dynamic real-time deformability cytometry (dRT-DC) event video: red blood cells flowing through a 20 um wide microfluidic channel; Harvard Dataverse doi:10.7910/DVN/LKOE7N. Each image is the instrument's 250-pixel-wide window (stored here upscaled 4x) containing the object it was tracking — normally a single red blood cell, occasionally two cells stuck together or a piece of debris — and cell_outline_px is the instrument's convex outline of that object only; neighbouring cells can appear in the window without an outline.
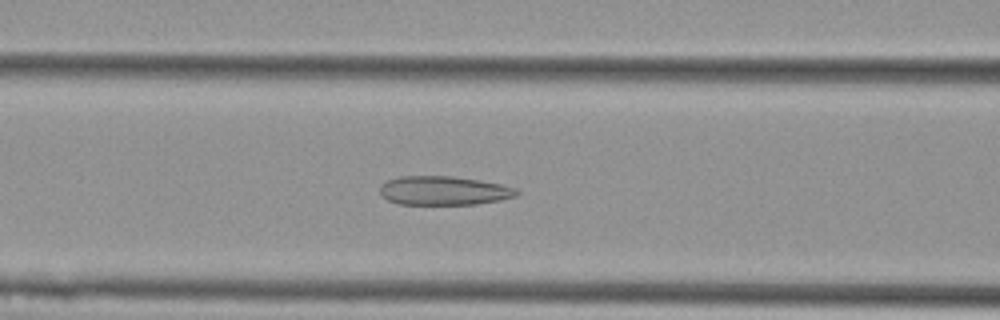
{"species": "Egyptian fruit bat (a non-hibernating species)", "species_latin": "Rousettus aegyptiacus", "temperature_condition": "cold", "stored_images_in_passage": 40, "camera_frame_rate_fps": 3000, "um_per_image_px": 0.085, "animal": {"sex": "female"}, "frame": {"image": 1, "passage_image": 11, "time_ms": 3.333, "image_size_px": [1000, 320], "cell_outline_px": [[520, 192], [516, 196], [500, 200], [476, 204], [396, 204], [388, 200], [380, 192], [380, 184], [388, 180], [400, 176], [452, 176], [480, 180], [500, 184], [516, 188]], "centroid_in_image_um": [37.72, 16.2], "position_along_channel_um": 128.9, "area_um2": 23.06}}
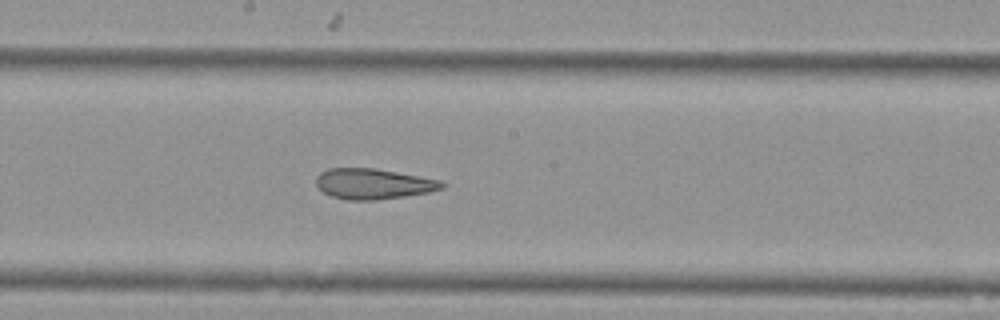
{"frame": {"image": 2, "passage_image": 18, "time_ms": 5.667, "image_size_px": [1000, 320], "cell_outline_px": [[448, 184], [444, 188], [428, 192], [404, 196], [376, 200], [348, 200], [332, 196], [324, 192], [316, 184], [316, 176], [320, 172], [328, 168], [376, 168], [440, 180]], "centroid_in_image_um": [31.74, 15.62], "position_along_channel_um": 216.5, "area_um2": 22.37}}
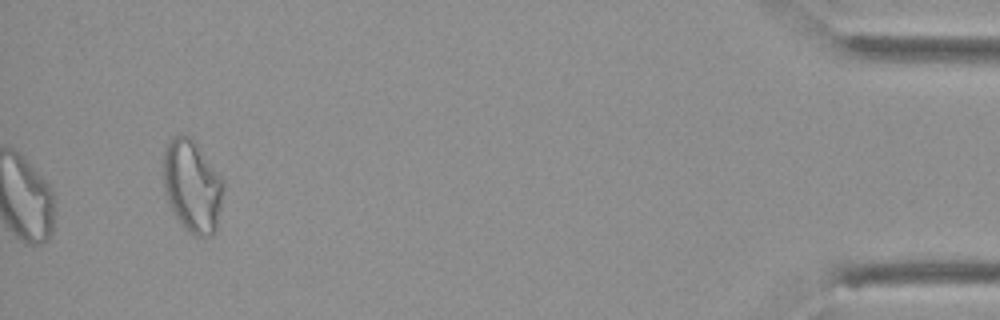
{"frame": {"image": 3, "passage_image": 40, "time_ms": 13.0, "image_size_px": [1000, 320], "cell_outline_px": [[224, 188], [216, 228], [212, 236], [196, 236], [188, 232], [180, 224], [168, 204], [164, 192], [164, 152], [172, 136], [192, 136], [224, 180]], "centroid_in_image_um": [16.34, 15.83], "position_along_channel_um": 418.9, "area_um2": 32.48}, "authors_computed_cell_mechanics": {"area_um2": 24.6517, "velocity_mm_per_s": 3.7641, "shape_relaxation_time_tau1_ms": null, "shape_relaxation_time_tau2_ms": 2.6807, "deformation_change_tau1": null, "deformation_change_tau2": 0.1081}}